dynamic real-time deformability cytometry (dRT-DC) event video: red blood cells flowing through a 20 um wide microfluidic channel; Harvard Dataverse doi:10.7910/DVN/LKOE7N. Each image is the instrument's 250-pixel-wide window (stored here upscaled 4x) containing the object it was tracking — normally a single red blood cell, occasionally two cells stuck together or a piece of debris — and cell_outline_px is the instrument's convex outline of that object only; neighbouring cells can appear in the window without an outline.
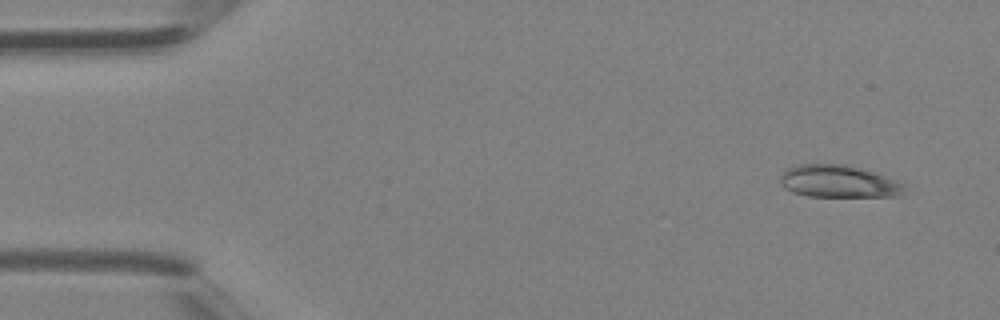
{"species": "Egyptian fruit bat (a non-hibernating species)", "species_latin": "Rousettus aegyptiacus", "temperature_condition": "room temperature", "stored_images_in_passage": 3, "camera_frame_rate_fps": 3000, "um_per_image_px": 0.085, "animal": {"sex": "female"}, "frame": {"image": 1, "passage_image": 1, "time_ms": 0.0, "image_size_px": [1000, 320], "cell_outline_px": [[904, 196], [808, 196], [792, 192], [784, 188], [780, 184], [780, 176], [788, 168], [796, 164], [844, 164], [860, 168], [872, 172], [904, 184]], "centroid_in_image_um": [71.23, 15.42], "position_along_channel_um": 13.8, "area_um2": 23.24}}